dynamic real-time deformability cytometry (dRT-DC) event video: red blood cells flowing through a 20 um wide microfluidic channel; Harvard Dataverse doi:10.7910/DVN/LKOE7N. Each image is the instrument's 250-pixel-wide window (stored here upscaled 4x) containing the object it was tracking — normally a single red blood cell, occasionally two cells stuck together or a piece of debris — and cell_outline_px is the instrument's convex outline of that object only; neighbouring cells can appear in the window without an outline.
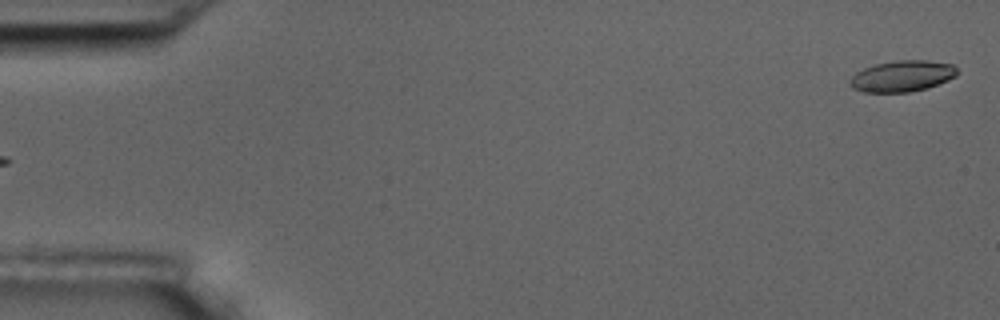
{"species": "common noctule bat (a hibernating species)", "species_latin": "Nyctalus noctula", "temperature_condition": "room temperature", "stored_images_in_passage": 5, "camera_frame_rate_fps": 3000, "um_per_image_px": 0.085, "animal": {"sex": "male", "body_mass_g": 17.5, "forearm_length_mm": 52.3}, "frame": {"image": 1, "passage_image": 1, "time_ms": 0.0, "image_size_px": [1000, 320], "cell_outline_px": [[960, 72], [956, 76], [948, 80], [928, 88], [908, 92], [864, 92], [852, 88], [848, 84], [848, 80], [856, 72], [864, 68], [876, 64], [896, 60], [924, 60], [952, 64]], "centroid_in_image_um": [76.68, 6.47], "position_along_channel_um": 8.3, "area_um2": 19.59}}
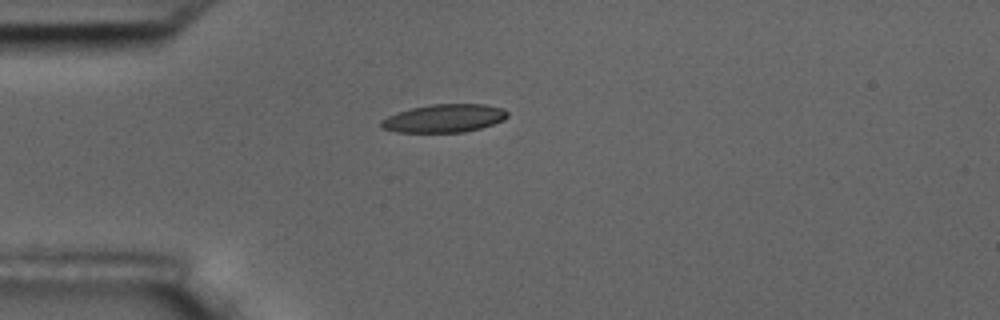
{"frame": {"image": 2, "passage_image": 5, "time_ms": 4.667, "image_size_px": [1000, 320], "cell_outline_px": [[508, 116], [504, 120], [480, 128], [464, 132], [396, 132], [380, 128], [380, 120], [396, 112], [412, 108], [432, 104], [484, 104], [504, 108], [508, 112]], "centroid_in_image_um": [37.74, 10.05], "position_along_channel_um": 47.3, "area_um2": 20.81}}